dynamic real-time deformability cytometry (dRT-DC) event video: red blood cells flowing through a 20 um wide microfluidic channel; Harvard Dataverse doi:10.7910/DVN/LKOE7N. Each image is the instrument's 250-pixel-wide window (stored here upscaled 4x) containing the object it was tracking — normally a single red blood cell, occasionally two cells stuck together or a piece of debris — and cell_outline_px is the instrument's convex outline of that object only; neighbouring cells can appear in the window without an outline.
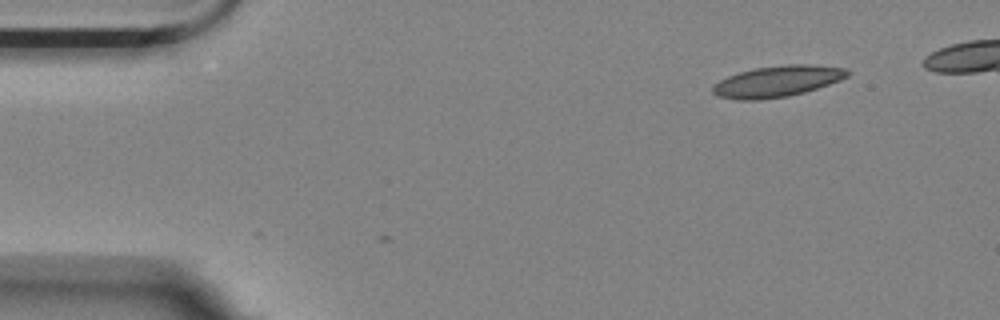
{"species": "Egyptian fruit bat (a non-hibernating species)", "species_latin": "Rousettus aegyptiacus", "temperature_condition": "room temperature", "stored_images_in_passage": 3, "camera_frame_rate_fps": 3000, "um_per_image_px": 0.085, "animal": {"sex": "female"}, "frame": {"image": 1, "passage_image": 3, "time_ms": 0.667, "image_size_px": [1000, 320], "cell_outline_px": [[852, 72], [848, 76], [840, 80], [804, 92], [788, 96], [760, 100], [736, 100], [716, 96], [712, 92], [712, 88], [720, 80], [728, 76], [740, 72], [756, 68], [784, 64], [808, 64], [848, 68]], "centroid_in_image_um": [66.09, 6.91], "position_along_channel_um": 18.9, "area_um2": 24.51}}